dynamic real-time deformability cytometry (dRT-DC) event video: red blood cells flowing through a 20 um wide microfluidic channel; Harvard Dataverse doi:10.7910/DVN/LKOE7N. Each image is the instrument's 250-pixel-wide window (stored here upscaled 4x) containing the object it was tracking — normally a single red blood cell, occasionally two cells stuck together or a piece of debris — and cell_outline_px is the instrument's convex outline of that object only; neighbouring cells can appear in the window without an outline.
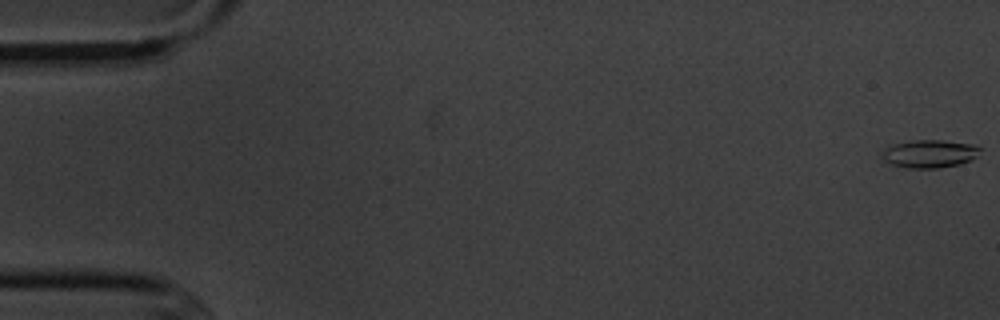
{"species": "common noctule bat (a hibernating species)", "species_latin": "Nyctalus noctula", "temperature_condition": "cold", "stored_images_in_passage": 6, "camera_frame_rate_fps": 3000, "um_per_image_px": 0.085, "animal": {"sex": "male", "body_mass_g": 20.1, "forearm_length_mm": 53.5}, "frame": {"image": 1, "passage_image": 1, "time_ms": 0.0, "image_size_px": [1000, 320], "cell_outline_px": [[980, 148], [976, 156], [972, 160], [960, 164], [940, 168], [908, 168], [892, 164], [884, 160], [880, 156], [884, 148], [888, 144], [912, 140], [944, 140], [972, 144]], "centroid_in_image_um": [78.96, 13.06], "position_along_channel_um": 6.0, "area_um2": 16.18}}